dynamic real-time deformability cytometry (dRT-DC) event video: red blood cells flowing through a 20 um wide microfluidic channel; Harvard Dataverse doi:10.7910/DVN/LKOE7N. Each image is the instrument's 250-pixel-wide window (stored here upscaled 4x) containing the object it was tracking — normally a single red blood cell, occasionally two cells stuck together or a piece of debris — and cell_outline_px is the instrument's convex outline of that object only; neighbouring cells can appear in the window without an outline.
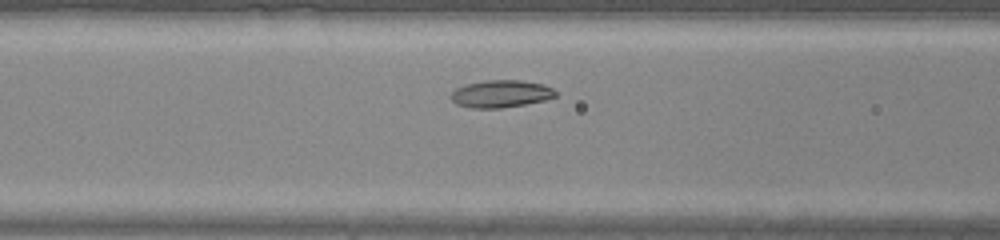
{"species": "common noctule bat (a hibernating species)", "species_latin": "Nyctalus noctula", "temperature_condition": "warm", "stored_images_in_passage": 33, "camera_frame_rate_fps": 3000, "um_per_image_px": 0.085, "animal": {"sex": "male", "body_mass_g": 20.0, "forearm_length_mm": 53.3}, "frame": {"image": 1, "passage_image": 10, "time_ms": 3.0, "image_size_px": [1000, 240], "cell_outline_px": [[556, 96], [544, 100], [524, 104], [500, 108], [468, 108], [456, 104], [448, 96], [456, 88], [464, 84], [484, 80], [520, 80], [544, 84], [552, 88], [556, 92]], "centroid_in_image_um": [42.52, 7.97], "position_along_channel_um": 124.1, "area_um2": 16.82}}
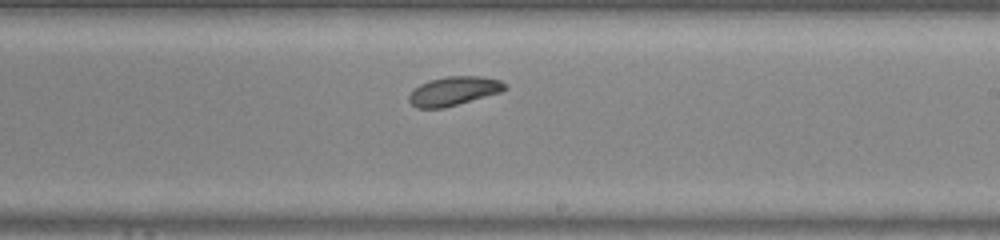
{"frame": {"image": 2, "passage_image": 19, "time_ms": 6.0, "image_size_px": [1000, 240], "cell_outline_px": [[508, 88], [500, 92], [444, 108], [416, 108], [408, 100], [408, 96], [420, 84], [428, 80], [448, 76], [484, 76], [500, 80]], "centroid_in_image_um": [38.56, 7.73], "position_along_channel_um": 250.4, "area_um2": 16.07}}
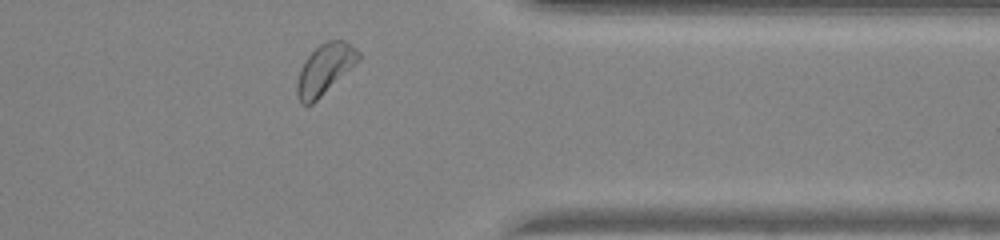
{"frame": {"image": 3, "passage_image": 29, "time_ms": 9.333, "image_size_px": [1000, 240], "cell_outline_px": [[360, 60], [312, 104], [304, 104], [300, 100], [296, 92], [296, 84], [304, 60], [320, 44], [328, 40], [344, 40], [356, 48], [360, 52]], "centroid_in_image_um": [27.63, 5.85], "position_along_channel_um": 383.8, "area_um2": 17.69}, "authors_computed_cell_mechanics": {"area_um2": 16.5886, "velocity_mm_per_s": 4.2287, "shape_relaxation_time_tau1_ms": 4.0827, "shape_relaxation_time_tau2_ms": null, "deformation_change_tau1": 0.0965, "deformation_change_tau2": null}}